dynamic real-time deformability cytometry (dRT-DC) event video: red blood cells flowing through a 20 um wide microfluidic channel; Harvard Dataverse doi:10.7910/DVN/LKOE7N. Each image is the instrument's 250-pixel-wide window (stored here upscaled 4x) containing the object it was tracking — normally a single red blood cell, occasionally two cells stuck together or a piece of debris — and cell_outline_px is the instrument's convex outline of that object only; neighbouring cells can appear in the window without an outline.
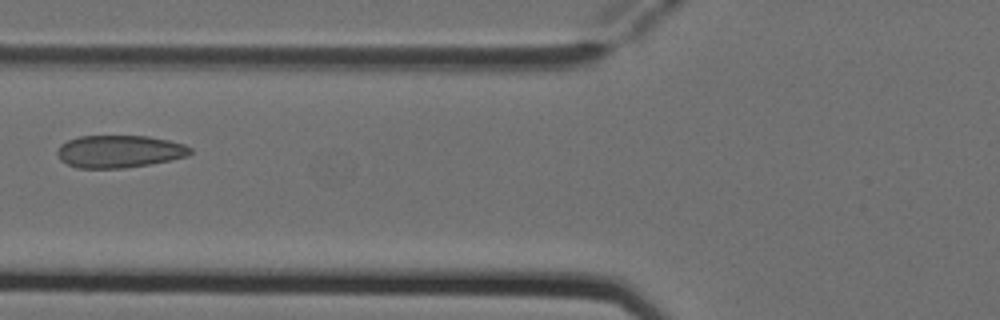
{"species": "Egyptian fruit bat (a non-hibernating species)", "species_latin": "Rousettus aegyptiacus", "temperature_condition": "cold", "stored_images_in_passage": 6, "camera_frame_rate_fps": 3000, "um_per_image_px": 0.085, "animal": {"sex": "female"}, "frame": {"image": 1, "passage_image": 6, "time_ms": 1.667, "image_size_px": [1000, 320], "cell_outline_px": [[192, 152], [188, 156], [148, 164], [124, 168], [76, 168], [60, 160], [56, 152], [60, 144], [68, 140], [80, 136], [148, 136], [168, 140], [184, 144], [192, 148]], "centroid_in_image_um": [10.12, 12.87], "position_along_channel_um": 115.7, "area_um2": 25.14}}